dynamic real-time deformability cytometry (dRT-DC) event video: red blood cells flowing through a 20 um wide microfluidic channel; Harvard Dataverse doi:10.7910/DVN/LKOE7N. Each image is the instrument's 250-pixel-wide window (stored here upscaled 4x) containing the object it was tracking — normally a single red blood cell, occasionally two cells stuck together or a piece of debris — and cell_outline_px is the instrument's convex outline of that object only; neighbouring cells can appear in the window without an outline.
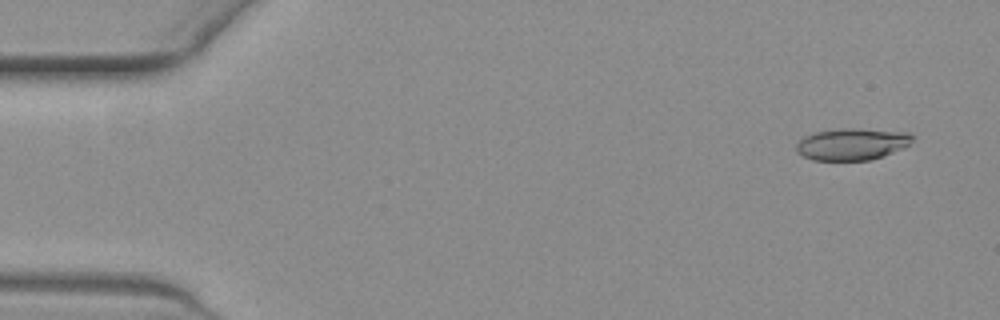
{"species": "common noctule bat (a hibernating species)", "species_latin": "Nyctalus noctula", "temperature_condition": "warm", "stored_images_in_passage": 52, "camera_frame_rate_fps": 3000, "um_per_image_px": 0.085, "animal": {"sex": "female", "body_mass_g": 19.3, "forearm_length_mm": 54.1}, "frame": {"image": 1, "passage_image": 1, "time_ms": 0.0, "image_size_px": [1000, 320], "cell_outline_px": [[916, 136], [904, 148], [884, 156], [872, 160], [812, 160], [796, 152], [796, 144], [804, 136], [812, 132], [840, 128], [860, 128], [908, 132]], "centroid_in_image_um": [72.43, 12.24], "position_along_channel_um": 12.6, "area_um2": 21.91}}
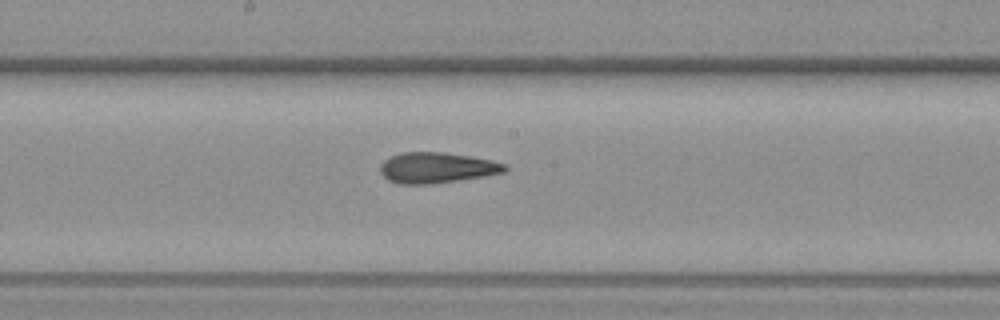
{"frame": {"image": 2, "passage_image": 27, "time_ms": 8.667, "image_size_px": [1000, 320], "cell_outline_px": [[508, 168], [504, 172], [484, 176], [428, 184], [400, 184], [388, 180], [380, 172], [380, 164], [384, 160], [400, 152], [444, 152], [492, 160], [508, 164]], "centroid_in_image_um": [37.12, 14.25], "position_along_channel_um": 211.1, "area_um2": 22.2}}
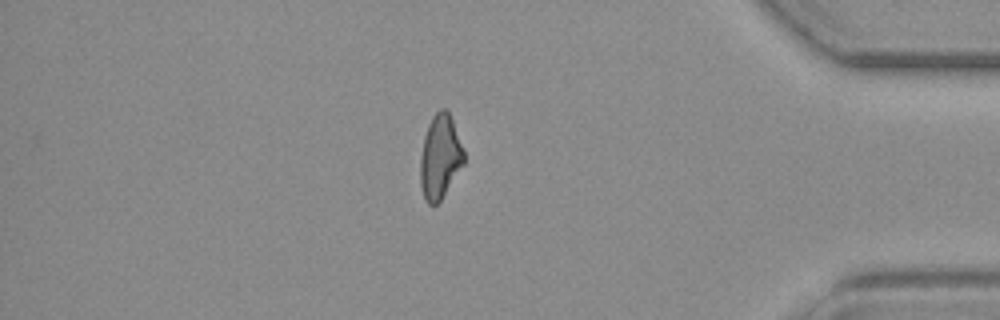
{"frame": {"image": 3, "passage_image": 45, "time_ms": 14.667, "image_size_px": [1000, 320], "cell_outline_px": [[464, 164], [440, 200], [436, 204], [428, 204], [424, 200], [420, 184], [420, 156], [424, 136], [428, 124], [432, 116], [440, 108], [444, 108], [448, 112], [452, 120], [464, 148]], "centroid_in_image_um": [37.39, 13.33], "position_along_channel_um": 397.8, "area_um2": 21.39}}